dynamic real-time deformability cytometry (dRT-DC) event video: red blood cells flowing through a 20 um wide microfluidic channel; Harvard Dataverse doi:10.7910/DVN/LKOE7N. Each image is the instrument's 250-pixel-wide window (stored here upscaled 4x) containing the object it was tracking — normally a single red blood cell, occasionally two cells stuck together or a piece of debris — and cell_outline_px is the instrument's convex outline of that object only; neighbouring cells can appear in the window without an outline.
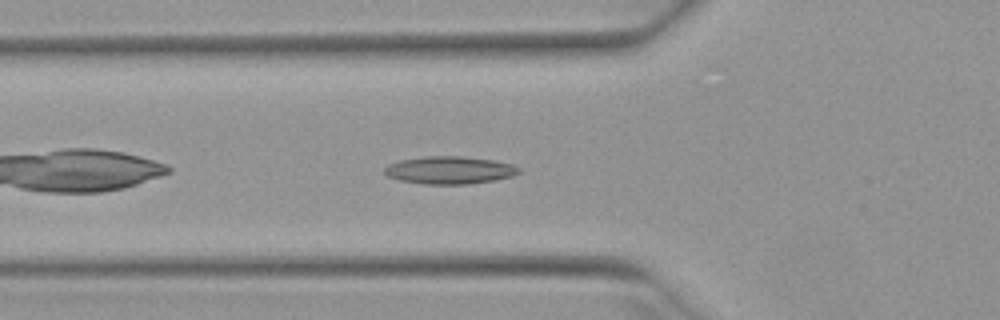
{"species": "Egyptian fruit bat (a non-hibernating species)", "species_latin": "Rousettus aegyptiacus", "temperature_condition": "warm", "stored_images_in_passage": 23, "camera_frame_rate_fps": 3000, "um_per_image_px": 0.085, "animal": {"sex": "female"}, "frame": {"image": 1, "passage_image": 4, "time_ms": 1.0, "image_size_px": [1000, 320], "cell_outline_px": [[520, 172], [512, 176], [496, 180], [468, 184], [424, 184], [400, 180], [388, 176], [384, 172], [384, 168], [388, 164], [400, 160], [424, 156], [460, 156], [492, 160], [512, 164], [520, 168]], "centroid_in_image_um": [38.21, 14.46], "position_along_channel_um": 87.6, "area_um2": 21.62}}
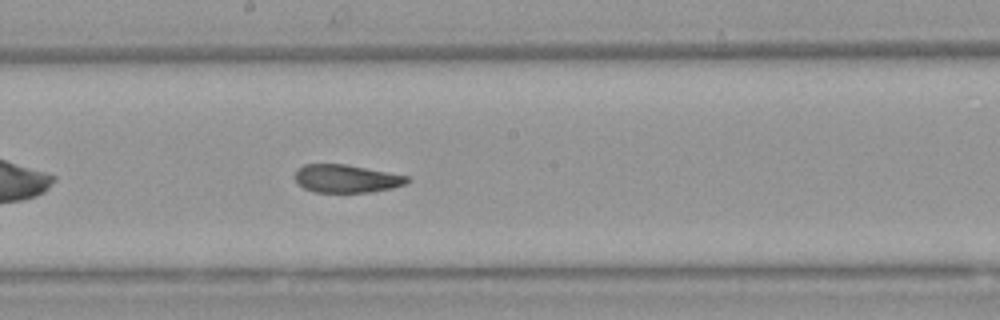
{"frame": {"image": 2, "passage_image": 14, "time_ms": 4.333, "image_size_px": [1000, 320], "cell_outline_px": [[412, 180], [404, 184], [392, 188], [372, 192], [316, 192], [304, 188], [296, 180], [296, 168], [304, 164], [344, 164], [408, 176]], "centroid_in_image_um": [29.45, 15.18], "position_along_channel_um": 218.8, "area_um2": 18.15}}
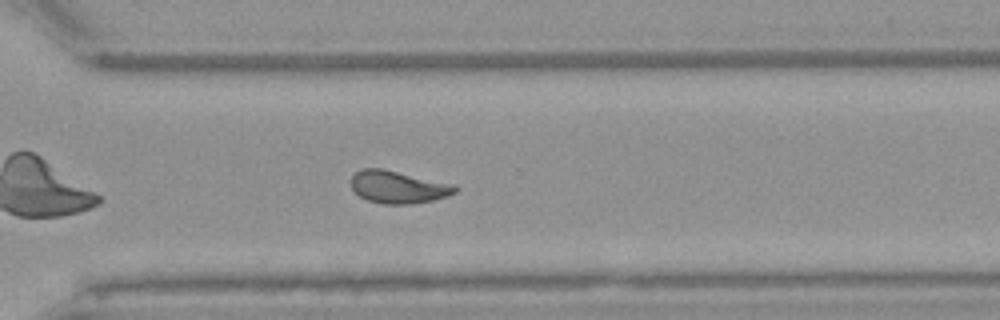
{"frame": {"image": 3, "passage_image": 23, "time_ms": 7.333, "image_size_px": [1000, 320], "cell_outline_px": [[460, 188], [456, 192], [448, 196], [432, 200], [408, 204], [380, 204], [368, 200], [360, 196], [352, 188], [348, 180], [360, 168], [384, 168], [456, 184]], "centroid_in_image_um": [33.85, 15.88], "position_along_channel_um": 336.7, "area_um2": 20.11}}